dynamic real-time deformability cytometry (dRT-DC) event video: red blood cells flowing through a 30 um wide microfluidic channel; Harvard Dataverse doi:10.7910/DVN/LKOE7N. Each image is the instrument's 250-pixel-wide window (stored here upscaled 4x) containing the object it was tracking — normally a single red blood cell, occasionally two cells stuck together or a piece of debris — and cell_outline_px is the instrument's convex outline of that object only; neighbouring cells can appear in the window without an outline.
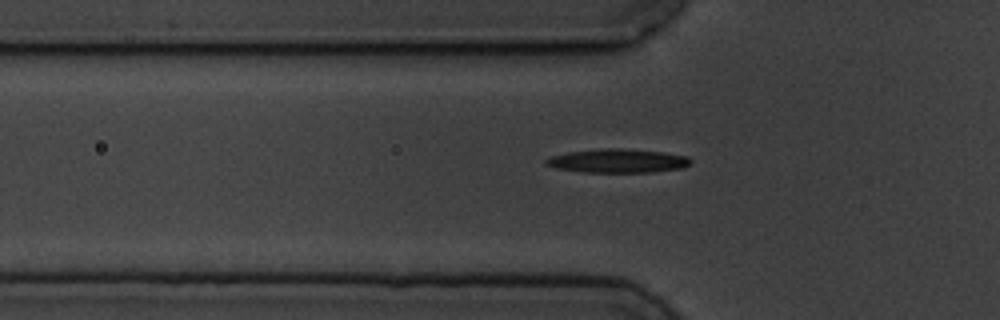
{"species": "common noctule bat (a hibernating species)", "species_latin": "Nyctalus noctula", "temperature_condition": "cold", "stored_images_in_passage": 14, "camera_frame_rate_fps": 3000, "um_per_image_px": 0.085, "animal": {"sex": "male", "body_mass_g": 19.5, "forearm_length_mm": 54.6}, "frame": {"image": 1, "passage_image": 5, "time_ms": 5.333, "image_size_px": [1000, 320], "cell_outline_px": [[692, 160], [684, 168], [652, 172], [584, 172], [556, 168], [544, 164], [544, 160], [552, 156], [568, 152], [608, 148], [620, 148], [664, 152], [688, 156]], "centroid_in_image_um": [52.53, 13.67], "position_along_channel_um": 73.3, "area_um2": 20.0}}
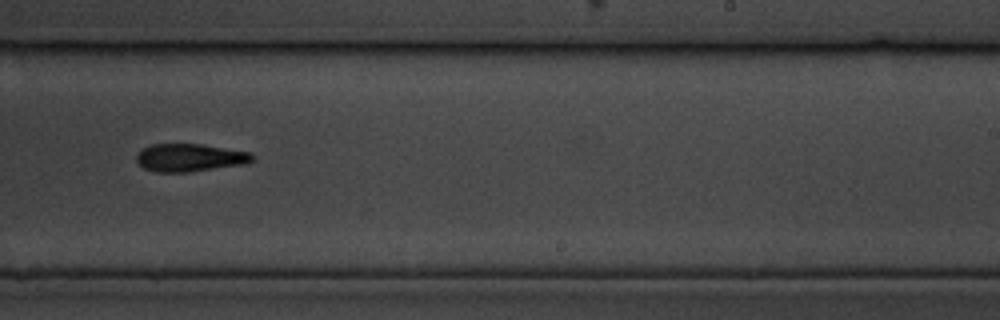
{"frame": {"image": 2, "passage_image": 10, "time_ms": 11.0, "image_size_px": [1000, 320], "cell_outline_px": [[252, 160], [248, 164], [188, 172], [156, 172], [144, 168], [136, 160], [136, 152], [140, 148], [148, 144], [200, 144], [252, 152]], "centroid_in_image_um": [16.1, 13.39], "position_along_channel_um": 272.9, "area_um2": 19.02}}
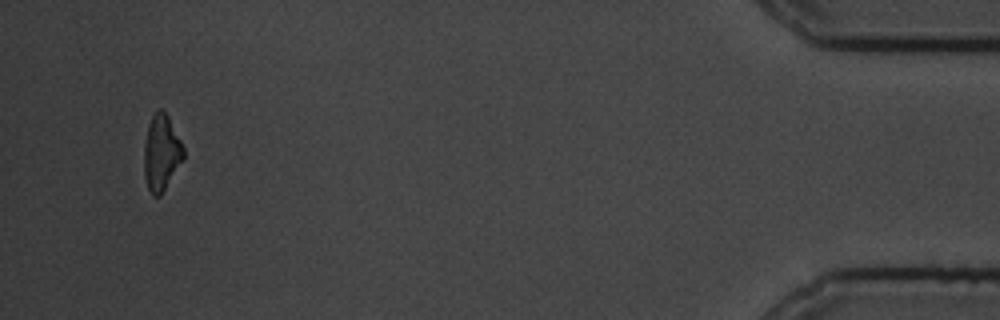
{"frame": {"image": 3, "passage_image": 14, "time_ms": 17.333, "image_size_px": [1000, 320], "cell_outline_px": [[184, 160], [160, 196], [152, 196], [148, 188], [144, 176], [144, 144], [148, 124], [156, 108], [160, 108], [168, 116], [184, 148]], "centroid_in_image_um": [13.71, 12.99], "position_along_channel_um": 421.5, "area_um2": 17.57}, "authors_computed_cell_mechanics": {"area_um2": 19.9699, "velocity_mm_per_s": 3.527, "shape_relaxation_time_tau1_ms": 4.5124, "shape_relaxation_time_tau2_ms": null, "deformation_change_tau1": 0.1483, "deformation_change_tau2": null}}